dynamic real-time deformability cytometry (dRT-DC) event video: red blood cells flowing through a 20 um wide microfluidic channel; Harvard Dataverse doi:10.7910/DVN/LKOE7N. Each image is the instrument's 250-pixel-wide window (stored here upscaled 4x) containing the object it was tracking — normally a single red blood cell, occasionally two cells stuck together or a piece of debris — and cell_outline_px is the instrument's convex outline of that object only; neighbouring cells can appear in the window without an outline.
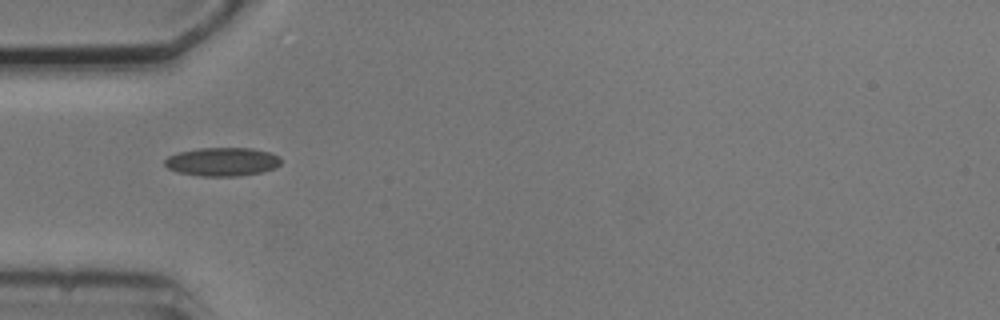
{"species": "common noctule bat (a hibernating species)", "species_latin": "Nyctalus noctula", "temperature_condition": "cold", "stored_images_in_passage": 5, "camera_frame_rate_fps": 3000, "um_per_image_px": 0.085, "animal": {"sex": "male", "body_mass_g": 20.5, "forearm_length_mm": 52.5}, "frame": {"image": 1, "passage_image": 1, "time_ms": 0.0, "image_size_px": [1000, 320], "cell_outline_px": [[280, 164], [272, 168], [260, 172], [236, 176], [200, 176], [176, 172], [168, 168], [164, 164], [164, 160], [168, 156], [176, 152], [200, 148], [252, 148], [268, 152], [280, 156]], "centroid_in_image_um": [18.83, 13.74], "position_along_channel_um": 66.2, "area_um2": 19.31}}
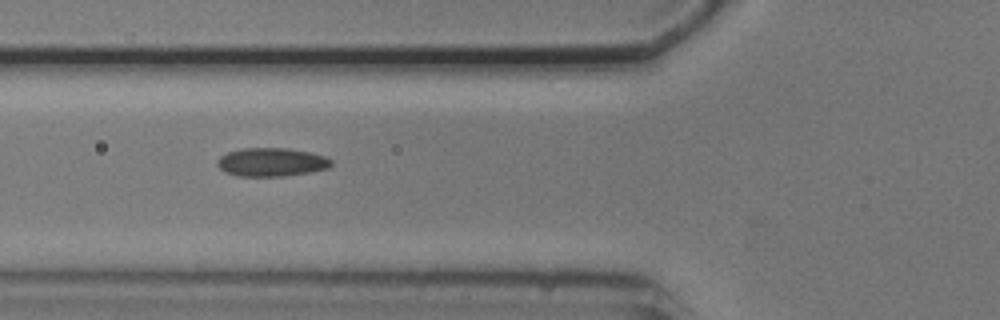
{"frame": {"image": 2, "passage_image": 2, "time_ms": 1.0, "image_size_px": [1000, 320], "cell_outline_px": [[332, 164], [328, 168], [308, 172], [284, 176], [236, 176], [224, 172], [216, 164], [216, 160], [220, 156], [228, 152], [240, 148], [288, 148], [308, 152], [324, 156], [332, 160]], "centroid_in_image_um": [23.02, 13.78], "position_along_channel_um": 102.8, "area_um2": 18.96}}
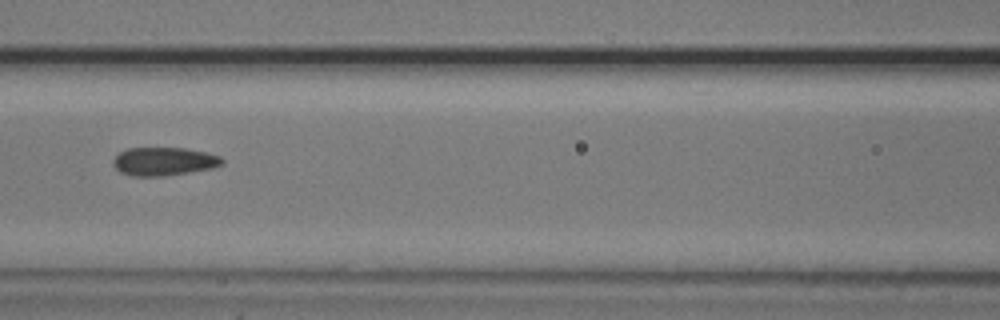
{"frame": {"image": 3, "passage_image": 3, "time_ms": 2.333, "image_size_px": [1000, 320], "cell_outline_px": [[224, 164], [212, 168], [164, 176], [132, 176], [120, 172], [112, 164], [112, 160], [120, 152], [128, 148], [184, 148], [204, 152], [220, 156], [224, 160]], "centroid_in_image_um": [13.92, 13.72], "position_along_channel_um": 152.7, "area_um2": 17.92}}